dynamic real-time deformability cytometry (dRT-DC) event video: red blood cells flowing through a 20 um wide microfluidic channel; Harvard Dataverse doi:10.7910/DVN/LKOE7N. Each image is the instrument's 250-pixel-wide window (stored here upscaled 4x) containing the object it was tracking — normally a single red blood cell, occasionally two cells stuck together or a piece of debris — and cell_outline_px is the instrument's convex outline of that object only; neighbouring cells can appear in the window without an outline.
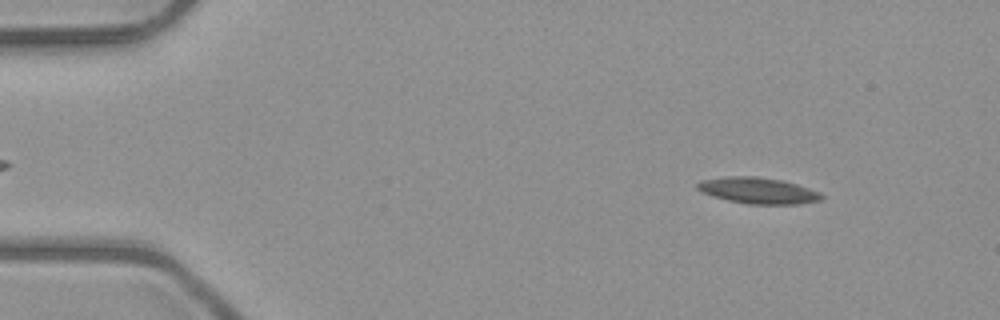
{"species": "common noctule bat (a hibernating species)", "species_latin": "Nyctalus noctula", "temperature_condition": "room temperature", "stored_images_in_passage": 52, "camera_frame_rate_fps": 3000, "um_per_image_px": 0.085, "animal": {"sex": "male", "body_mass_g": 23.1, "forearm_length_mm": 52.7}, "frame": {"image": 1, "passage_image": 6, "time_ms": 1.667, "image_size_px": [1000, 320], "cell_outline_px": [[824, 196], [820, 200], [796, 204], [748, 204], [728, 200], [712, 196], [696, 188], [696, 184], [700, 180], [728, 176], [756, 176], [784, 180], [820, 192]], "centroid_in_image_um": [64.42, 16.19], "position_along_channel_um": 20.6, "area_um2": 18.9}}
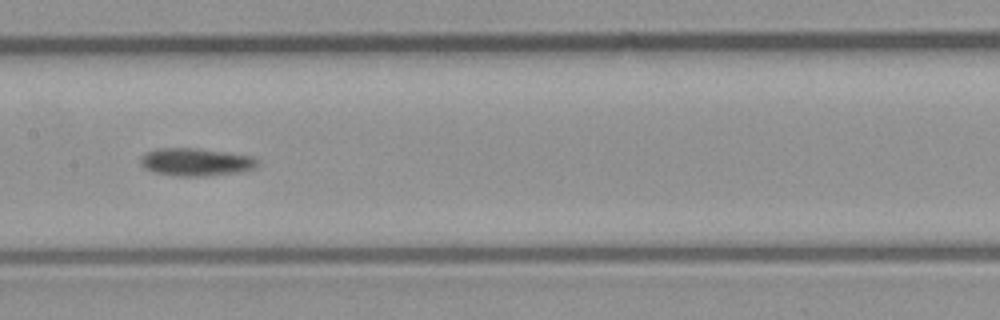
{"frame": {"image": 2, "passage_image": 26, "time_ms": 8.333, "image_size_px": [1000, 320], "cell_outline_px": [[260, 164], [256, 168], [240, 172], [208, 176], [172, 176], [152, 172], [144, 168], [140, 164], [140, 156], [156, 148], [196, 148], [252, 156], [260, 160]], "centroid_in_image_um": [16.65, 13.78], "position_along_channel_um": 190.7, "area_um2": 19.25}}
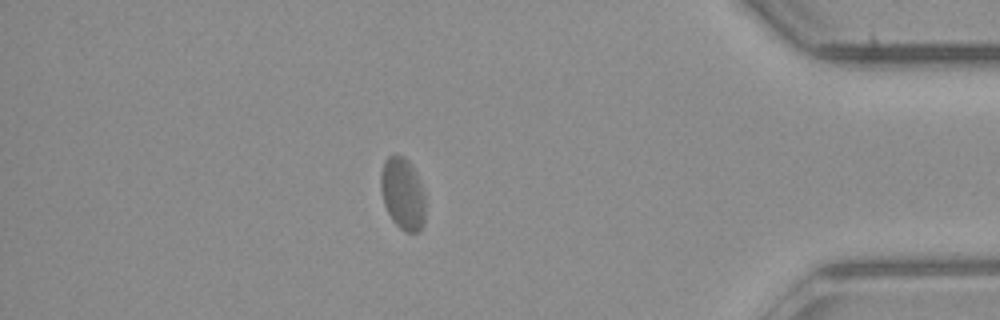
{"frame": {"image": 3, "passage_image": 45, "time_ms": 14.667, "image_size_px": [1000, 320], "cell_outline_px": [[424, 224], [420, 232], [404, 232], [392, 220], [384, 204], [380, 188], [380, 172], [384, 160], [388, 156], [404, 156], [412, 168], [424, 192]], "centroid_in_image_um": [34.2, 16.5], "position_along_channel_um": 401.0, "area_um2": 18.55}, "authors_computed_cell_mechanics": {"area_um2": 18.1492, "velocity_mm_per_s": 3.9564, "shape_relaxation_time_tau1_ms": null, "shape_relaxation_time_tau2_ms": 7.8552, "deformation_change_tau1": null, "deformation_change_tau2": 0.1033}}